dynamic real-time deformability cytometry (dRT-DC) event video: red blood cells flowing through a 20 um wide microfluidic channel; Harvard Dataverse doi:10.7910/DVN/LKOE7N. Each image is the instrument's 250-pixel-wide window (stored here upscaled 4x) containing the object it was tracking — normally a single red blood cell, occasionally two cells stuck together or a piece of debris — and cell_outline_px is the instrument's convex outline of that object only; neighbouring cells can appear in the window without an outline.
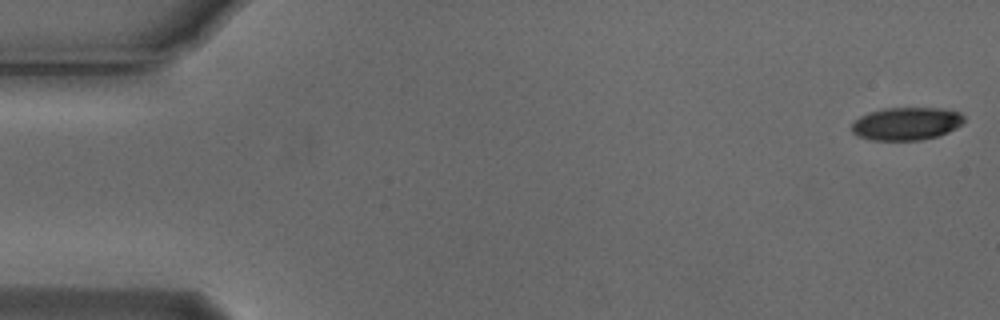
{"species": "Egyptian fruit bat (a non-hibernating species)", "species_latin": "Rousettus aegyptiacus", "temperature_condition": "cold", "stored_images_in_passage": 54, "camera_frame_rate_fps": 3000, "um_per_image_px": 0.085, "animal": {"sex": "male"}, "frame": {"image": 1, "passage_image": 1, "time_ms": 0.0, "image_size_px": [1000, 320], "cell_outline_px": [[964, 120], [956, 128], [948, 132], [936, 136], [920, 140], [872, 140], [856, 136], [852, 132], [852, 124], [860, 116], [868, 112], [884, 108], [940, 108], [960, 112], [964, 116]], "centroid_in_image_um": [77.02, 10.51], "position_along_channel_um": 8.0, "area_um2": 21.5}}
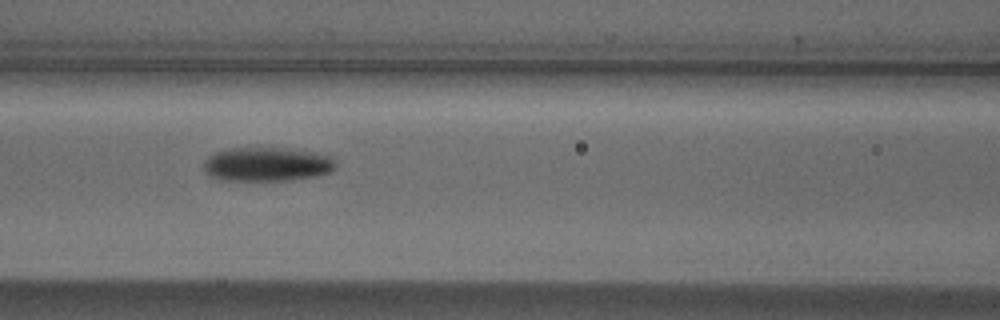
{"frame": {"image": 2, "passage_image": 23, "time_ms": 7.333, "image_size_px": [1000, 320], "cell_outline_px": [[336, 168], [332, 172], [312, 176], [288, 180], [220, 180], [212, 176], [204, 168], [204, 160], [208, 156], [216, 152], [228, 148], [288, 148], [332, 156], [336, 164]], "centroid_in_image_um": [22.7, 13.95], "position_along_channel_um": 143.9, "area_um2": 26.01}}
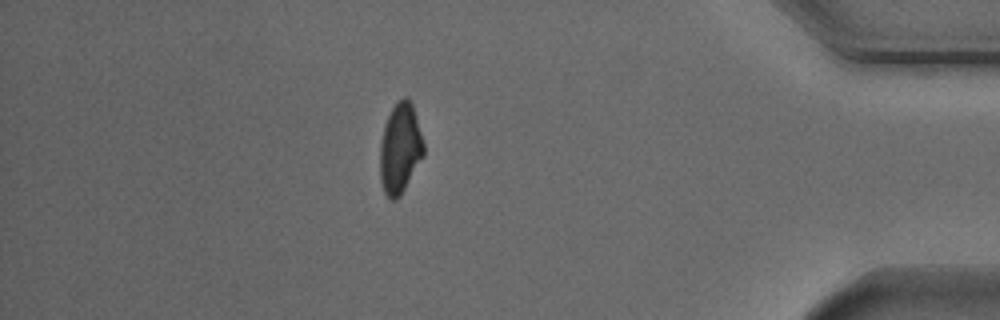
{"frame": {"image": 3, "passage_image": 47, "time_ms": 15.333, "image_size_px": [1000, 320], "cell_outline_px": [[424, 156], [400, 196], [396, 200], [392, 200], [384, 192], [380, 180], [380, 144], [384, 124], [396, 100], [404, 96], [408, 96], [412, 104], [424, 144]], "centroid_in_image_um": [34.0, 12.6], "position_along_channel_um": 401.2, "area_um2": 23.06}, "authors_computed_cell_mechanics": {"area_um2": 23.6691, "velocity_mm_per_s": 3.7681, "shape_relaxation_time_tau1_ms": 3.1294, "shape_relaxation_time_tau2_ms": null, "deformation_change_tau1": 0.1053, "deformation_change_tau2": null}}